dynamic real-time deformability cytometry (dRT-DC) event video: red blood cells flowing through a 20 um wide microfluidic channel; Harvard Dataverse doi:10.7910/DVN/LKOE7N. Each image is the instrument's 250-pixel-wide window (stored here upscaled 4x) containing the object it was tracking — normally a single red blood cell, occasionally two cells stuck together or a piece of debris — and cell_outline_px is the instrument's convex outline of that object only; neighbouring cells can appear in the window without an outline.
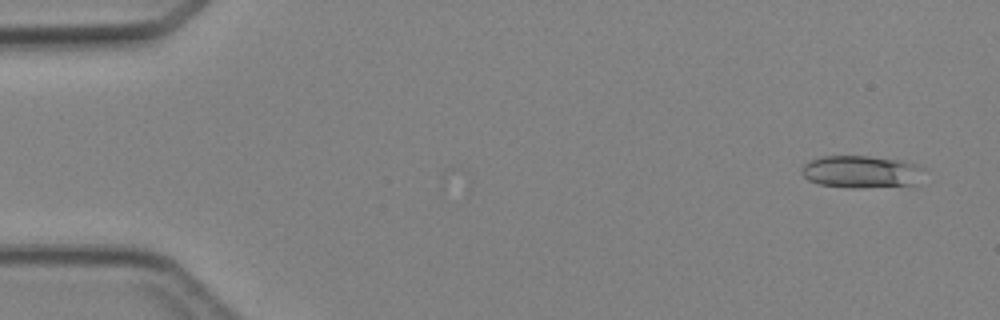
{"species": "Egyptian fruit bat (a non-hibernating species)", "species_latin": "Rousettus aegyptiacus", "temperature_condition": "cold", "stored_images_in_passage": 4, "camera_frame_rate_fps": 3000, "um_per_image_px": 0.085, "animal": {"sex": "female"}, "frame": {"image": 1, "passage_image": 1, "time_ms": 0.0, "image_size_px": [1000, 320], "cell_outline_px": [[924, 168], [912, 184], [860, 188], [848, 188], [820, 184], [808, 180], [800, 172], [804, 164], [820, 156], [868, 156], [904, 160], [920, 164]], "centroid_in_image_um": [73.17, 14.58], "position_along_channel_um": 11.8, "area_um2": 22.95}}
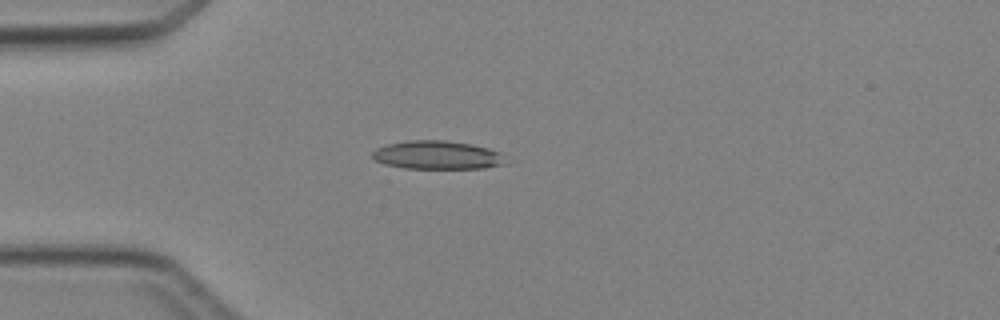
{"frame": {"image": 2, "passage_image": 4, "time_ms": 3.333, "image_size_px": [1000, 320], "cell_outline_px": [[508, 164], [484, 168], [404, 168], [384, 164], [376, 160], [372, 156], [372, 152], [376, 148], [388, 144], [408, 140], [444, 140], [472, 144], [488, 148], [500, 152]], "centroid_in_image_um": [37.19, 13.18], "position_along_channel_um": 47.8, "area_um2": 22.14}}